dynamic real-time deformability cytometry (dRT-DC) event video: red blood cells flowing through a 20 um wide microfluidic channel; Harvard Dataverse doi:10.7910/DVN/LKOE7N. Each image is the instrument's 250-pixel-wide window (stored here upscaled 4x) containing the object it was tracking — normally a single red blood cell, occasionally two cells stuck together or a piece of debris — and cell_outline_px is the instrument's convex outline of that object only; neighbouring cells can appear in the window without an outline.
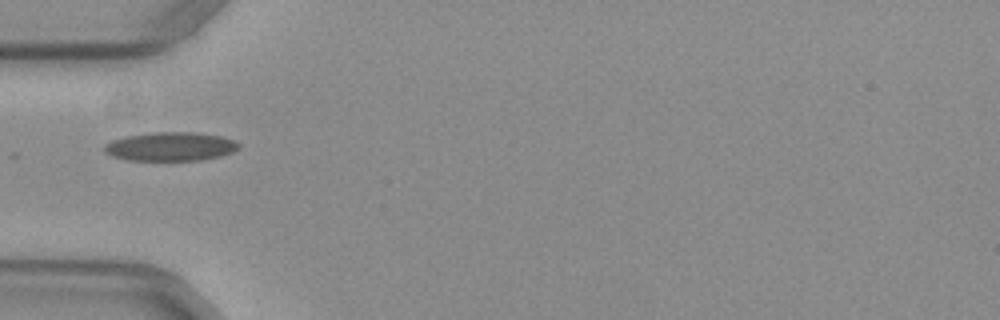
{"species": "common noctule bat (a hibernating species)", "species_latin": "Nyctalus noctula", "temperature_condition": "warm", "stored_images_in_passage": 21, "camera_frame_rate_fps": 3000, "um_per_image_px": 0.085, "animal": {"sex": "female", "body_mass_g": 29.2, "forearm_length_mm": 56.3}, "frame": {"image": 1, "passage_image": 1, "time_ms": 0.0, "image_size_px": [1000, 320], "cell_outline_px": [[240, 148], [232, 152], [220, 156], [200, 160], [128, 160], [112, 156], [104, 152], [104, 144], [112, 140], [124, 136], [152, 132], [196, 132], [220, 136], [232, 140], [240, 144]], "centroid_in_image_um": [14.47, 12.45], "position_along_channel_um": 70.5, "area_um2": 22.6}}